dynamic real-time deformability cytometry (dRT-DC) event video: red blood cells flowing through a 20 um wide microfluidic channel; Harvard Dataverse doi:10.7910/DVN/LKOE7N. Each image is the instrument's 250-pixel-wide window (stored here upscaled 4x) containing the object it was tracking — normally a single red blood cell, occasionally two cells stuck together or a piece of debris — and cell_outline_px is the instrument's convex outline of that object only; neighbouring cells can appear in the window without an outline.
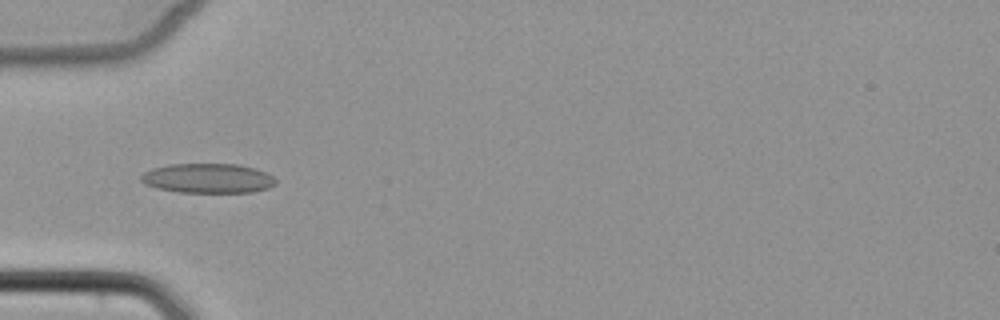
{"species": "common noctule bat (a hibernating species)", "species_latin": "Nyctalus noctula", "temperature_condition": "cold", "stored_images_in_passage": 7, "camera_frame_rate_fps": 3000, "um_per_image_px": 0.085, "animal": {"sex": "female", "body_mass_g": 22.7, "forearm_length_mm": 54.2}, "frame": {"image": 1, "passage_image": 4, "time_ms": 4.667, "image_size_px": [1000, 320], "cell_outline_px": [[276, 184], [268, 188], [252, 192], [180, 192], [156, 188], [144, 184], [140, 180], [140, 176], [144, 172], [152, 168], [168, 164], [236, 164], [256, 168], [272, 176], [276, 180]], "centroid_in_image_um": [17.64, 15.15], "position_along_channel_um": 67.4, "area_um2": 23.29}}
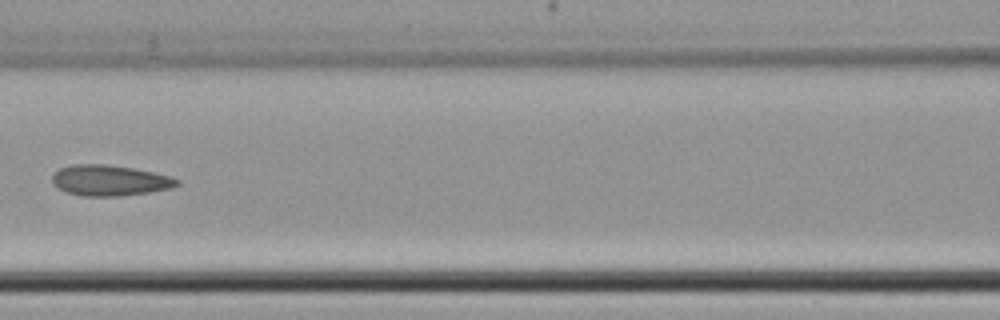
{"frame": {"image": 2, "passage_image": 6, "time_ms": 7.0, "image_size_px": [1000, 320], "cell_outline_px": [[180, 184], [172, 188], [148, 192], [120, 196], [80, 196], [64, 192], [52, 184], [52, 176], [60, 168], [72, 164], [104, 164], [132, 168], [152, 172], [168, 176], [180, 180]], "centroid_in_image_um": [9.29, 15.34], "position_along_channel_um": 157.3, "area_um2": 22.37}}
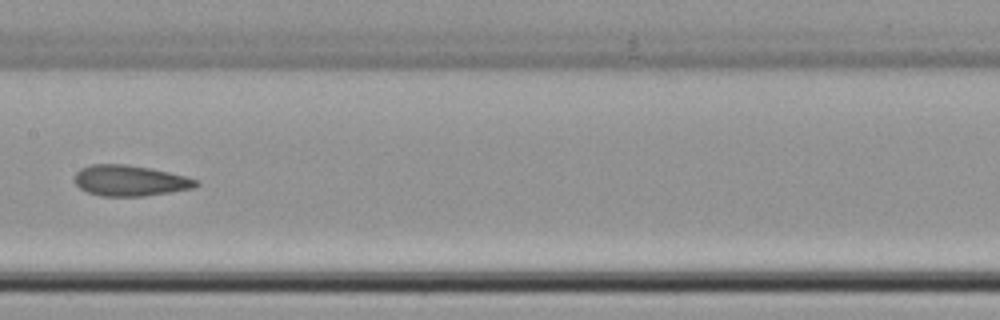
{"frame": {"image": 3, "passage_image": 7, "time_ms": 8.0, "image_size_px": [1000, 320], "cell_outline_px": [[200, 184], [196, 188], [172, 192], [144, 196], [100, 196], [88, 192], [80, 188], [72, 180], [72, 176], [80, 168], [92, 164], [124, 164], [152, 168], [200, 180]], "centroid_in_image_um": [11.05, 15.35], "position_along_channel_um": 196.4, "area_um2": 22.14}}